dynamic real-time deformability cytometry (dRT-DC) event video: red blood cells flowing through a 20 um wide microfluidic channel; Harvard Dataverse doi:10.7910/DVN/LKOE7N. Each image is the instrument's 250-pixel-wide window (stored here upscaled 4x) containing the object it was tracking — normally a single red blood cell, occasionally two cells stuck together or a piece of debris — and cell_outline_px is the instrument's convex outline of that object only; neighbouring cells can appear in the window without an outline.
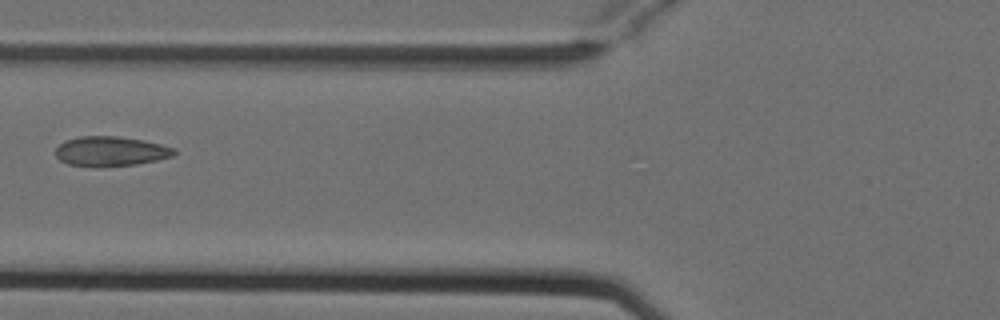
{"species": "Egyptian fruit bat (a non-hibernating species)", "species_latin": "Rousettus aegyptiacus", "temperature_condition": "cold", "stored_images_in_passage": 7, "camera_frame_rate_fps": 3000, "um_per_image_px": 0.085, "animal": {"sex": "female"}, "frame": {"image": 1, "passage_image": 7, "time_ms": 2.0, "image_size_px": [1000, 320], "cell_outline_px": [[176, 152], [172, 156], [156, 160], [136, 164], [100, 168], [92, 168], [68, 164], [60, 160], [56, 156], [56, 148], [60, 144], [68, 140], [80, 136], [116, 136], [140, 140], [160, 144], [176, 148]], "centroid_in_image_um": [9.38, 12.88], "position_along_channel_um": 116.4, "area_um2": 20.63}}